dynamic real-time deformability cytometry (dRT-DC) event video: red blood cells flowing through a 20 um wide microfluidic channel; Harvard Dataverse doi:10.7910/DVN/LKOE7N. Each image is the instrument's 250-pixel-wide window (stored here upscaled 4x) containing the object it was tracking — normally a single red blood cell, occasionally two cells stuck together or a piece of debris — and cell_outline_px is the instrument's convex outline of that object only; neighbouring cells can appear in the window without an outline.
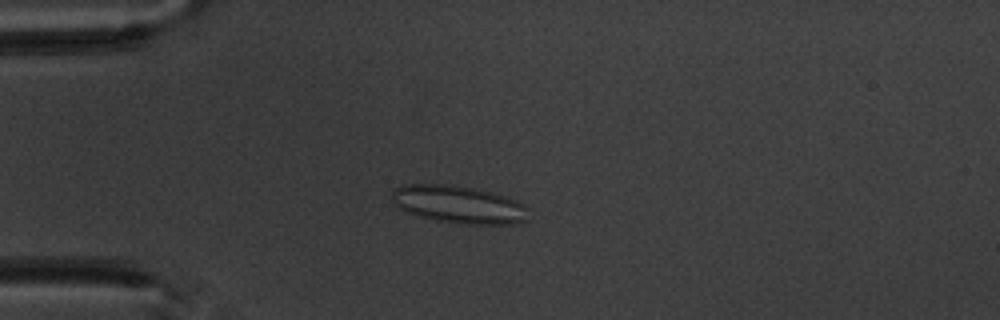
{"species": "common noctule bat (a hibernating species)", "species_latin": "Nyctalus noctula", "temperature_condition": "warm", "stored_images_in_passage": 4, "camera_frame_rate_fps": 3000, "um_per_image_px": 0.085, "animal": {"sex": "male", "body_mass_g": 20.1, "forearm_length_mm": 53.5}, "frame": {"image": 1, "passage_image": 2, "time_ms": 1.333, "image_size_px": [1000, 320], "cell_outline_px": [[528, 220], [520, 224], [460, 224], [436, 220], [420, 216], [408, 212], [392, 204], [392, 192], [396, 188], [404, 184], [448, 184], [476, 188], [504, 196], [516, 200], [524, 204]], "centroid_in_image_um": [38.99, 17.38], "position_along_channel_um": 46.0, "area_um2": 30.06}}
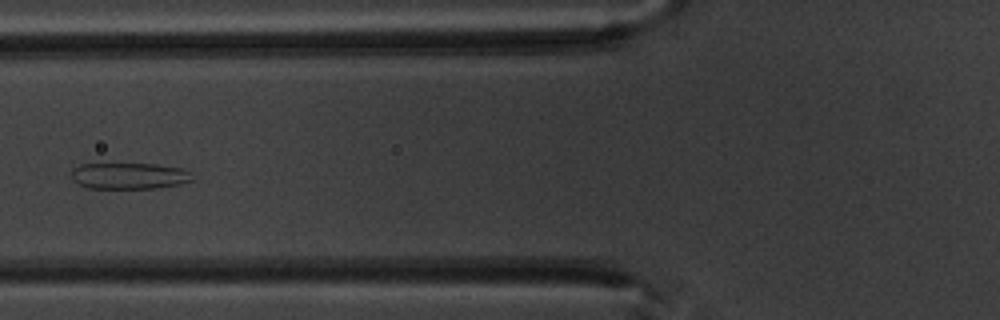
{"frame": {"image": 2, "passage_image": 4, "time_ms": 3.667, "image_size_px": [1000, 320], "cell_outline_px": [[192, 180], [180, 184], [156, 188], [88, 188], [72, 180], [72, 168], [80, 164], [156, 164], [184, 168], [188, 172]], "centroid_in_image_um": [10.96, 14.94], "position_along_channel_um": 114.8, "area_um2": 18.44}}